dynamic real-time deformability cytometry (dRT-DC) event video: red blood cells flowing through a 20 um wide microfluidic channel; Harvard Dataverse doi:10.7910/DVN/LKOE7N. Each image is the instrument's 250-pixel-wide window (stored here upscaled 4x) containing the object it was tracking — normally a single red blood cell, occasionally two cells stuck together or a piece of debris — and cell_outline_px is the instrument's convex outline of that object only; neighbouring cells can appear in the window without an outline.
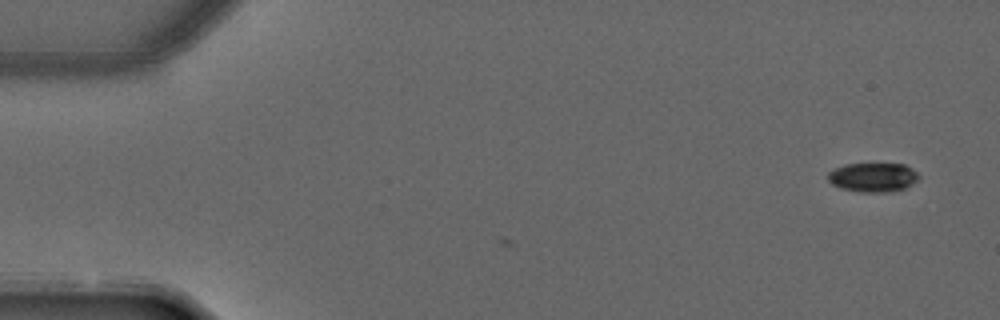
{"species": "common noctule bat (a hibernating species)", "species_latin": "Nyctalus noctula", "temperature_condition": "warm", "stored_images_in_passage": 3, "camera_frame_rate_fps": 3000, "um_per_image_px": 0.085, "animal": {"sex": "male", "forearm_length_mm": 52.5}, "frame": {"image": 1, "passage_image": 1, "time_ms": 0.0, "image_size_px": [1000, 320], "cell_outline_px": [[920, 176], [916, 180], [904, 188], [892, 192], [860, 192], [840, 188], [832, 184], [828, 180], [828, 172], [844, 164], [904, 164], [912, 168]], "centroid_in_image_um": [74.18, 15.07], "position_along_channel_um": 10.8, "area_um2": 15.37}}